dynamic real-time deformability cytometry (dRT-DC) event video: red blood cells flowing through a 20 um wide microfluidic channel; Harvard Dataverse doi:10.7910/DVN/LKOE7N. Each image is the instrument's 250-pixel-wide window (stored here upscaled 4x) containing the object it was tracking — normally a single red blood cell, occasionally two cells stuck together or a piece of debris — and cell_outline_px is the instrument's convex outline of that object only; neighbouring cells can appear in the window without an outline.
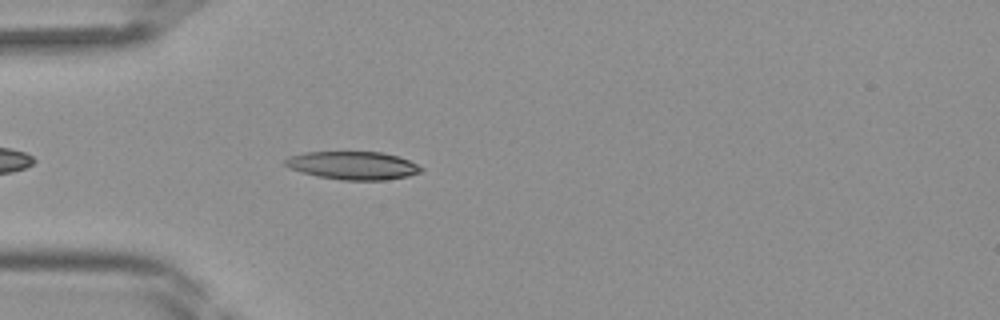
{"species": "Egyptian fruit bat (a non-hibernating species)", "species_latin": "Rousettus aegyptiacus", "temperature_condition": "room temperature", "stored_images_in_passage": 33, "camera_frame_rate_fps": 3000, "um_per_image_px": 0.085, "frame": {"image": 1, "passage_image": 3, "time_ms": 0.667, "image_size_px": [1000, 320], "cell_outline_px": [[424, 168], [420, 172], [408, 176], [384, 180], [344, 180], [320, 176], [288, 168], [284, 164], [284, 160], [288, 156], [304, 152], [380, 152], [396, 156], [408, 160]], "centroid_in_image_um": [29.98, 14.06], "position_along_channel_um": 55.0, "area_um2": 22.02}}
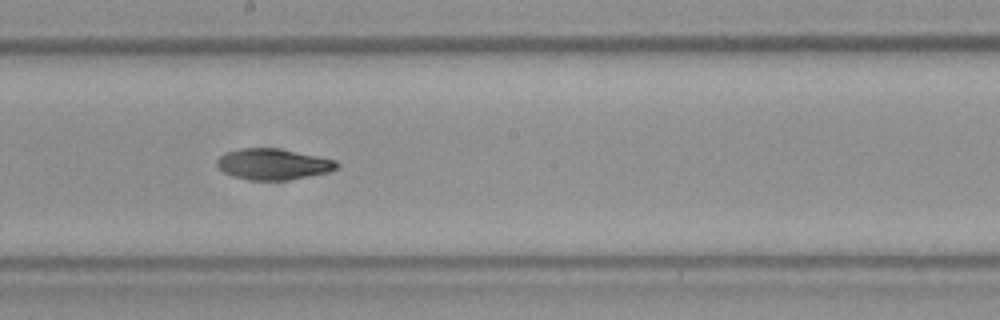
{"frame": {"image": 2, "passage_image": 14, "time_ms": 4.333, "image_size_px": [1000, 320], "cell_outline_px": [[340, 164], [336, 168], [328, 172], [288, 180], [252, 180], [232, 176], [224, 172], [216, 164], [216, 160], [224, 152], [240, 148], [280, 148], [336, 160]], "centroid_in_image_um": [23.2, 13.94], "position_along_channel_um": 225.0, "area_um2": 21.68}}
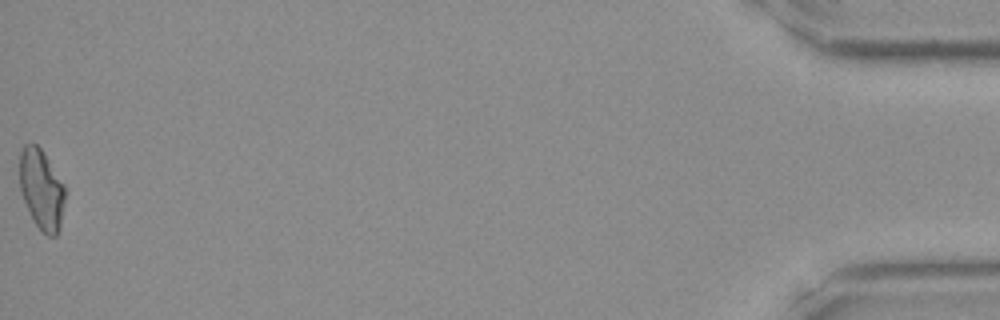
{"frame": {"image": 3, "passage_image": 33, "time_ms": 10.667, "image_size_px": [1000, 320], "cell_outline_px": [[64, 200], [60, 228], [56, 236], [48, 236], [36, 224], [24, 200], [20, 188], [20, 152], [24, 144], [36, 144], [44, 152], [64, 184]], "centroid_in_image_um": [3.53, 16.07], "position_along_channel_um": 431.7, "area_um2": 20.87}}